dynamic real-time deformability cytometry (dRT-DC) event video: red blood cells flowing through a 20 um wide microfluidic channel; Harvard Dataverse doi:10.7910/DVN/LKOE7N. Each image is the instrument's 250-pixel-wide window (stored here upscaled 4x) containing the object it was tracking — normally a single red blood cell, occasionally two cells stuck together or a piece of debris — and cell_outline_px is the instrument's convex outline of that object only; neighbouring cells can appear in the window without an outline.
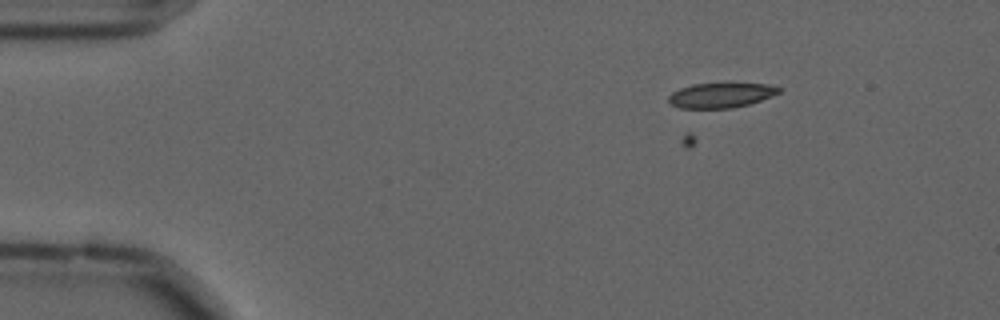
{"species": "common noctule bat (a hibernating species)", "species_latin": "Nyctalus noctula", "temperature_condition": "cold", "stored_images_in_passage": 6, "camera_frame_rate_fps": 3000, "um_per_image_px": 0.085, "animal": {"sex": "male", "forearm_length_mm": 52.5}, "frame": {"image": 1, "passage_image": 6, "time_ms": 1.667, "image_size_px": [1000, 320], "cell_outline_px": [[780, 92], [760, 100], [748, 104], [732, 108], [680, 108], [672, 104], [668, 100], [668, 96], [672, 92], [680, 88], [692, 84], [728, 80], [768, 84], [780, 88]], "centroid_in_image_um": [61.28, 8.03], "position_along_channel_um": 23.7, "area_um2": 16.76}}